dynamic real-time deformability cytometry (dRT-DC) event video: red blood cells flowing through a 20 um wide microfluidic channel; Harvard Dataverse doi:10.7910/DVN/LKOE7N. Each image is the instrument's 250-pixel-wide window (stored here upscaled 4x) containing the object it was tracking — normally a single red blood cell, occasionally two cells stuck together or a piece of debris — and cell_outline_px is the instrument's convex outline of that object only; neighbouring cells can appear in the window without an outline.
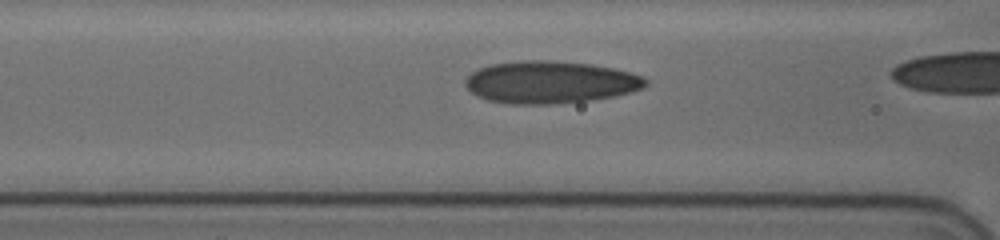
{"species": "human", "species_latin": "Homo sapiens", "temperature_condition": "cold", "stored_images_in_passage": 29, "camera_frame_rate_fps": 3000, "um_per_image_px": 0.085, "donor": {"sex": "female"}, "frame": {"image": 1, "passage_image": 7, "time_ms": 2.0, "image_size_px": [1000, 240], "cell_outline_px": [[648, 84], [644, 88], [612, 96], [588, 100], [552, 104], [512, 104], [488, 100], [476, 96], [464, 84], [464, 80], [472, 72], [488, 64], [516, 60], [548, 60], [592, 64], [612, 68], [644, 76], [648, 80]], "centroid_in_image_um": [46.74, 6.97], "position_along_channel_um": 119.9, "area_um2": 44.51}}
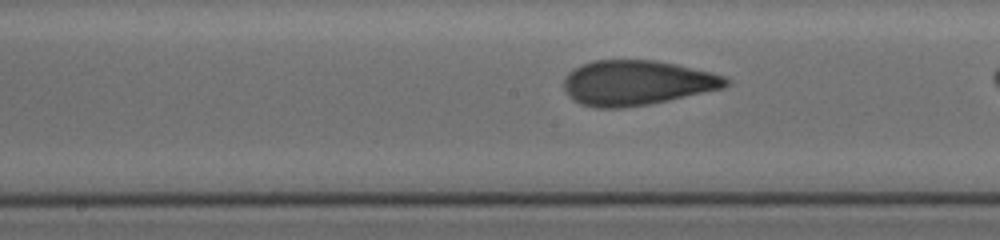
{"frame": {"image": 2, "passage_image": 13, "time_ms": 4.0, "image_size_px": [1000, 240], "cell_outline_px": [[728, 84], [724, 88], [668, 100], [648, 104], [624, 108], [596, 108], [580, 104], [572, 100], [568, 96], [564, 88], [564, 80], [568, 72], [592, 60], [656, 60], [676, 64], [712, 72], [724, 76], [728, 80]], "centroid_in_image_um": [54.11, 7.04], "position_along_channel_um": 194.1, "area_um2": 42.43}}
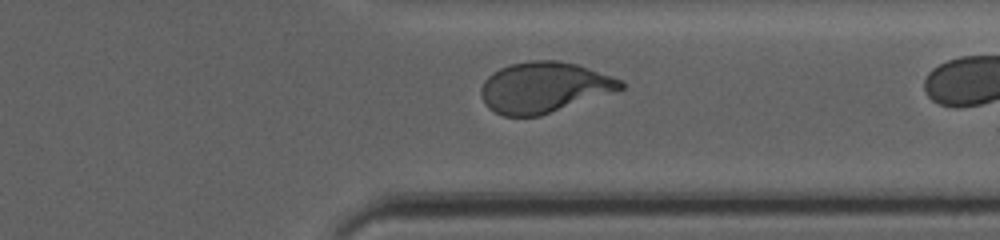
{"frame": {"image": 3, "passage_image": 27, "time_ms": 8.667, "image_size_px": [1000, 240], "cell_outline_px": [[624, 88], [540, 116], [504, 116], [488, 108], [480, 96], [480, 88], [484, 80], [492, 72], [508, 64], [528, 60], [556, 60], [576, 64], [612, 76], [620, 80], [624, 84]], "centroid_in_image_um": [46.18, 7.41], "position_along_channel_um": 365.2, "area_um2": 41.1}}